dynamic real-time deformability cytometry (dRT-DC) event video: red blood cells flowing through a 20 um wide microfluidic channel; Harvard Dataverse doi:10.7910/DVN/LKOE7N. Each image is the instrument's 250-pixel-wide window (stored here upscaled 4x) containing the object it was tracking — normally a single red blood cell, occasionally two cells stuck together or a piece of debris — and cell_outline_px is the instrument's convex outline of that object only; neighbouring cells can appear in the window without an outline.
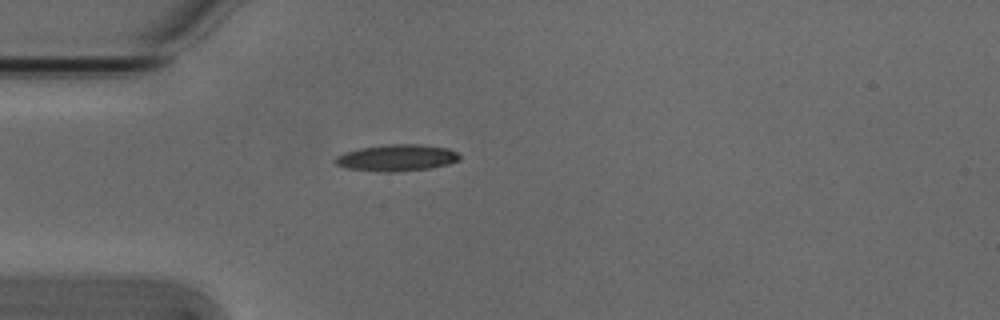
{"species": "Egyptian fruit bat (a non-hibernating species)", "species_latin": "Rousettus aegyptiacus", "temperature_condition": "cold", "stored_images_in_passage": 1, "camera_frame_rate_fps": 3000, "um_per_image_px": 0.085, "animal": {"sex": "male"}, "frame": {"image": 1, "passage_image": 1, "time_ms": 0.0, "image_size_px": [1000, 320], "cell_outline_px": [[460, 160], [448, 164], [428, 168], [392, 172], [388, 172], [348, 168], [336, 164], [332, 160], [336, 156], [344, 152], [360, 148], [388, 144], [420, 144], [448, 148], [456, 152], [460, 156]], "centroid_in_image_um": [33.72, 13.4], "position_along_channel_um": 51.3, "area_um2": 19.13}}